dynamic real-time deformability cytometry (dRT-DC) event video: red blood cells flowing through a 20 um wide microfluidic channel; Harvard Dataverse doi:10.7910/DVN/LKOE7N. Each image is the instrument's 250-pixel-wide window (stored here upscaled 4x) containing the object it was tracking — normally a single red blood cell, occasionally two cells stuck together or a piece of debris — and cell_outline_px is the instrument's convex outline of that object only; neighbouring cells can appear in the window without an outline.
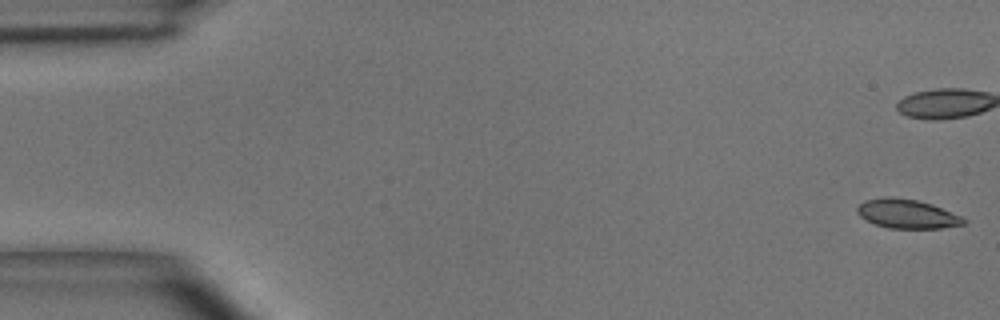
{"species": "common noctule bat (a hibernating species)", "species_latin": "Nyctalus noctula", "temperature_condition": "room temperature", "stored_images_in_passage": 8, "camera_frame_rate_fps": 3000, "um_per_image_px": 0.085, "animal": {"sex": "male", "body_mass_g": 15.6}, "frame": {"image": 1, "passage_image": 1, "time_ms": 0.0, "image_size_px": [1000, 320], "cell_outline_px": [[968, 220], [964, 224], [940, 228], [888, 228], [876, 224], [860, 216], [856, 212], [856, 208], [864, 200], [884, 196], [892, 196], [916, 200], [932, 204], [960, 216]], "centroid_in_image_um": [77.07, 18.16], "position_along_channel_um": 7.9, "area_um2": 17.98}}